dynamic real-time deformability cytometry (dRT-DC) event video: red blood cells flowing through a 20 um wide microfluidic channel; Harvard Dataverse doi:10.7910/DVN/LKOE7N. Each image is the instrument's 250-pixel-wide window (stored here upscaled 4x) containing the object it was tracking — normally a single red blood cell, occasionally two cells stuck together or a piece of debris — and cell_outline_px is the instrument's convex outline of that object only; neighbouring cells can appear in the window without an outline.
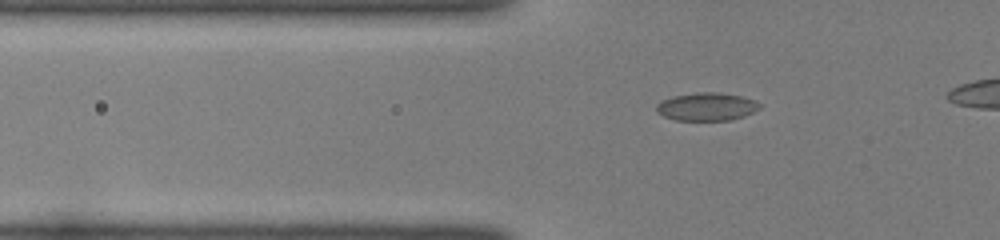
{"species": "common noctule bat (a hibernating species)", "species_latin": "Nyctalus noctula", "temperature_condition": "room temperature", "stored_images_in_passage": 44, "camera_frame_rate_fps": 3000, "um_per_image_px": 0.085, "animal": {"sex": "female", "body_mass_g": 22.0, "forearm_length_mm": 56.7}, "frame": {"image": 1, "passage_image": 15, "time_ms": 4.667, "image_size_px": [1000, 240], "cell_outline_px": [[760, 108], [744, 116], [732, 120], [676, 120], [664, 116], [656, 112], [656, 104], [660, 100], [672, 96], [700, 92], [720, 92], [740, 96], [756, 100], [760, 104]], "centroid_in_image_um": [60.05, 9.06], "position_along_channel_um": 65.8, "area_um2": 16.94}}
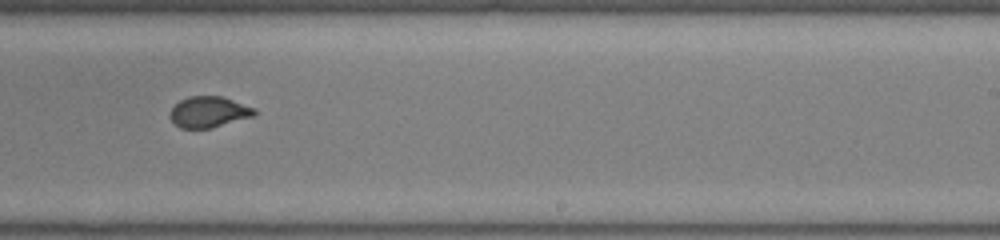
{"frame": {"image": 2, "passage_image": 31, "time_ms": 10.0, "image_size_px": [1000, 240], "cell_outline_px": [[256, 116], [212, 128], [180, 128], [168, 116], [172, 108], [180, 100], [188, 96], [224, 96], [256, 108]], "centroid_in_image_um": [17.79, 9.51], "position_along_channel_um": 271.2, "area_um2": 15.49}}
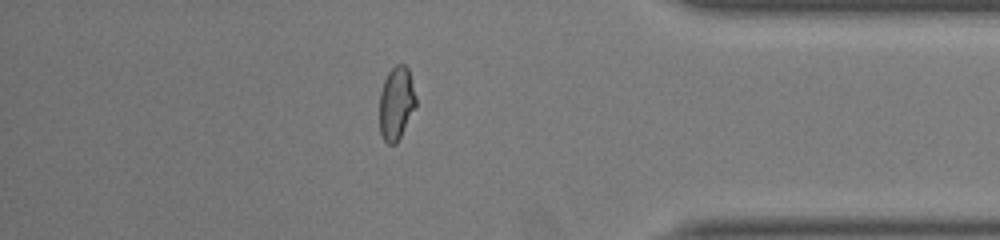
{"frame": {"image": 3, "passage_image": 42, "time_ms": 13.667, "image_size_px": [1000, 240], "cell_outline_px": [[416, 108], [396, 144], [388, 144], [384, 140], [380, 132], [380, 92], [384, 80], [388, 72], [396, 64], [404, 64], [408, 68], [416, 96]], "centroid_in_image_um": [33.69, 8.77], "position_along_channel_um": 401.5, "area_um2": 15.61}}